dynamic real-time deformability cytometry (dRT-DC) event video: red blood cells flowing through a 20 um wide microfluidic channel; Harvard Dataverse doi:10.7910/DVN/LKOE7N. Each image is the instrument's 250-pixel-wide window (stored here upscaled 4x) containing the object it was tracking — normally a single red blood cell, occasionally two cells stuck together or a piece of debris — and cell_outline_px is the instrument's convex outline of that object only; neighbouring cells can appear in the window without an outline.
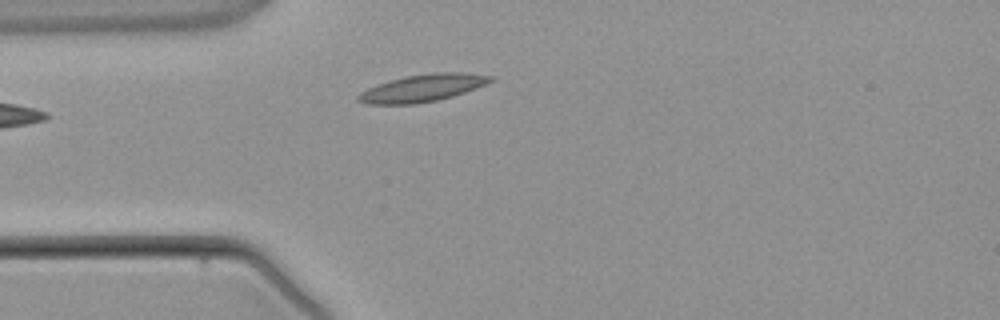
{"species": "common noctule bat (a hibernating species)", "species_latin": "Nyctalus noctula", "temperature_condition": "warm", "stored_images_in_passage": 2, "camera_frame_rate_fps": 3000, "um_per_image_px": 0.085, "animal": {"sex": "male", "body_mass_g": 21.5, "forearm_length_mm": 52.0}, "frame": {"image": 1, "passage_image": 2, "time_ms": 1.0, "image_size_px": [1000, 320], "cell_outline_px": [[496, 76], [488, 84], [452, 96], [436, 100], [416, 104], [368, 104], [356, 100], [356, 96], [360, 92], [368, 88], [392, 80], [408, 76], [432, 72], [464, 72]], "centroid_in_image_um": [35.95, 7.48], "position_along_channel_um": 49.0, "area_um2": 20.92}}